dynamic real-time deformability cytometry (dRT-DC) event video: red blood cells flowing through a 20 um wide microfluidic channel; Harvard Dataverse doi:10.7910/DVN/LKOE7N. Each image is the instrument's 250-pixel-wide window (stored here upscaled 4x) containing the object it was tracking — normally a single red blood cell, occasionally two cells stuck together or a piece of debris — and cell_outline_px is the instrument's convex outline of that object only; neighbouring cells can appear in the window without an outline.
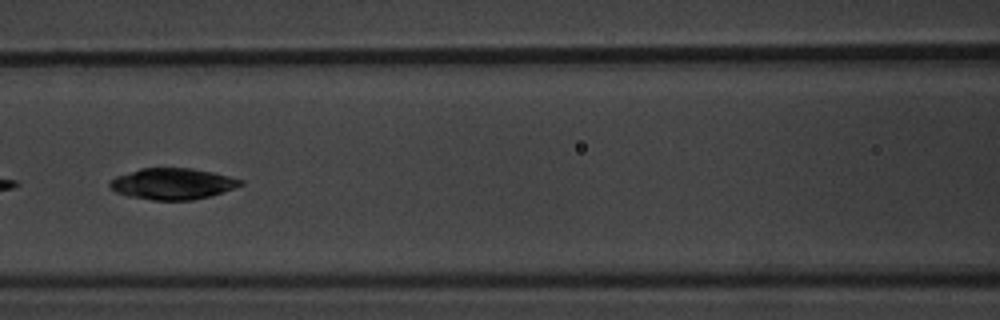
{"species": "common noctule bat (a hibernating species)", "species_latin": "Nyctalus noctula", "temperature_condition": "warm", "stored_images_in_passage": 7, "camera_frame_rate_fps": 3000, "um_per_image_px": 0.085, "animal": {"sex": "male", "body_mass_g": 20.1, "forearm_length_mm": 53.5}, "frame": {"image": 1, "passage_image": 7, "time_ms": 7.0, "image_size_px": [1000, 320], "cell_outline_px": [[244, 184], [212, 196], [192, 200], [152, 200], [128, 196], [116, 192], [108, 184], [116, 176], [140, 168], [192, 168], [212, 172], [244, 180]], "centroid_in_image_um": [14.68, 15.62], "position_along_channel_um": 151.9, "area_um2": 23.76}}